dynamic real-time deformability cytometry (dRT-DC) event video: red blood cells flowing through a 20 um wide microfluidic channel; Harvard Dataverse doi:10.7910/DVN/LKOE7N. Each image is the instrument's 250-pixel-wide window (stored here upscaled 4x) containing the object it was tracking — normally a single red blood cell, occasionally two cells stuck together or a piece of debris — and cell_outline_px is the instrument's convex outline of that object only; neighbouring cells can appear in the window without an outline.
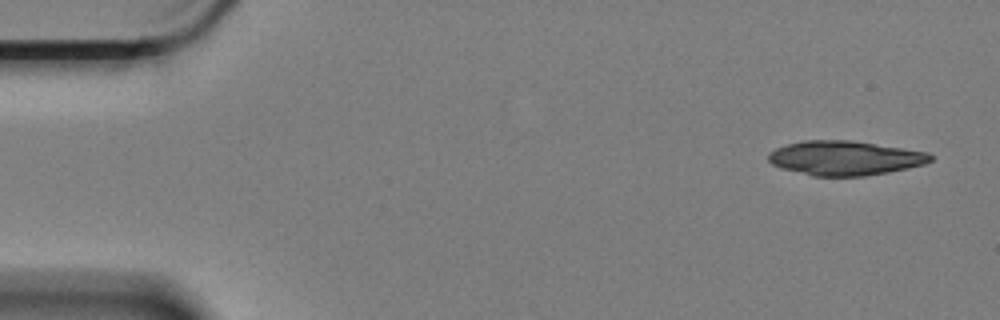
{"species": "Egyptian fruit bat (a non-hibernating species)", "species_latin": "Rousettus aegyptiacus", "temperature_condition": "cold", "stored_images_in_passage": 16, "camera_frame_rate_fps": 3000, "um_per_image_px": 0.085, "animal": {"sex": "female"}, "frame": {"image": 1, "passage_image": 1, "time_ms": 0.0, "image_size_px": [1000, 320], "cell_outline_px": [[932, 160], [924, 164], [908, 168], [888, 172], [864, 176], [812, 176], [780, 168], [772, 164], [768, 160], [768, 152], [776, 148], [788, 144], [804, 140], [848, 140], [928, 152], [932, 156]], "centroid_in_image_um": [71.78, 13.44], "position_along_channel_um": 13.2, "area_um2": 32.37}}